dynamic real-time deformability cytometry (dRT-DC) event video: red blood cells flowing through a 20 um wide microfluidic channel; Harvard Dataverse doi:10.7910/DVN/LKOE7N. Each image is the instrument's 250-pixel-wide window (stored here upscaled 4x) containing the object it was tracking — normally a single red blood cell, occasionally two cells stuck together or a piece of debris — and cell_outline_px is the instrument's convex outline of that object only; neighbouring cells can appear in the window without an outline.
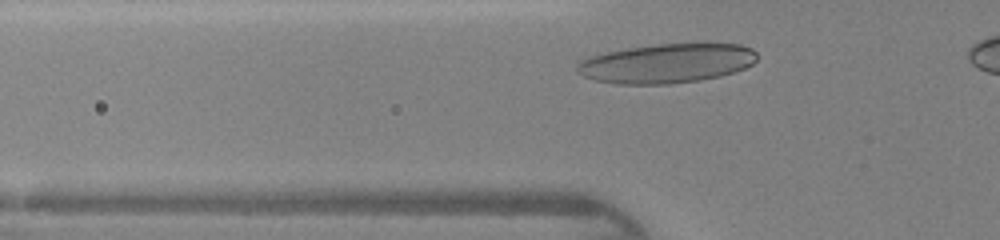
{"species": "human", "species_latin": "Homo sapiens", "temperature_condition": "warm", "stored_images_in_passage": 28, "camera_frame_rate_fps": 3000, "um_per_image_px": 0.085, "donor": {"sex": "female"}, "frame": {"image": 1, "passage_image": 6, "time_ms": 1.667, "image_size_px": [1000, 240], "cell_outline_px": [[760, 56], [752, 64], [744, 68], [720, 76], [700, 80], [672, 84], [620, 84], [596, 80], [584, 76], [576, 72], [576, 64], [580, 60], [588, 56], [628, 48], [656, 44], [740, 44], [752, 48]], "centroid_in_image_um": [56.67, 5.39], "position_along_channel_um": 69.1, "area_um2": 41.27}}
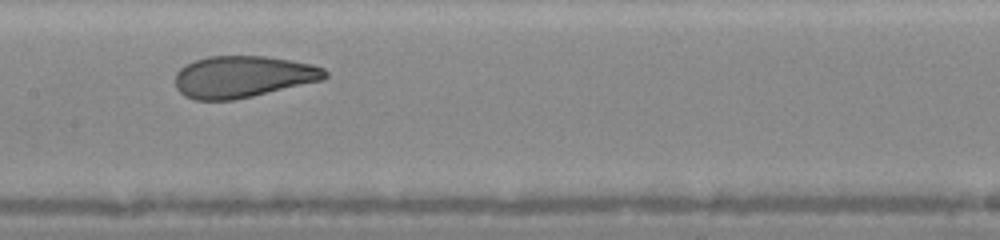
{"frame": {"image": 2, "passage_image": 14, "time_ms": 4.333, "image_size_px": [1000, 240], "cell_outline_px": [[328, 76], [324, 80], [236, 100], [196, 100], [184, 96], [176, 88], [176, 72], [184, 64], [208, 56], [268, 56], [312, 64], [324, 68], [328, 72]], "centroid_in_image_um": [20.66, 6.52], "position_along_channel_um": 186.7, "area_um2": 36.76}}
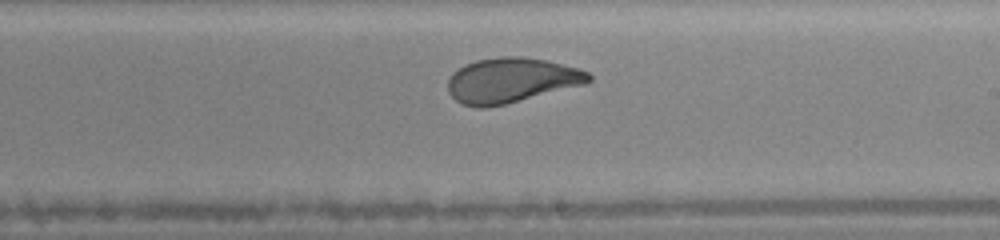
{"frame": {"image": 3, "passage_image": 18, "time_ms": 5.667, "image_size_px": [1000, 240], "cell_outline_px": [[592, 80], [584, 84], [488, 108], [476, 108], [460, 104], [448, 92], [448, 80], [452, 72], [476, 60], [500, 56], [524, 56], [544, 60], [576, 68], [588, 72], [592, 76]], "centroid_in_image_um": [43.41, 6.83], "position_along_channel_um": 245.6, "area_um2": 36.65}}